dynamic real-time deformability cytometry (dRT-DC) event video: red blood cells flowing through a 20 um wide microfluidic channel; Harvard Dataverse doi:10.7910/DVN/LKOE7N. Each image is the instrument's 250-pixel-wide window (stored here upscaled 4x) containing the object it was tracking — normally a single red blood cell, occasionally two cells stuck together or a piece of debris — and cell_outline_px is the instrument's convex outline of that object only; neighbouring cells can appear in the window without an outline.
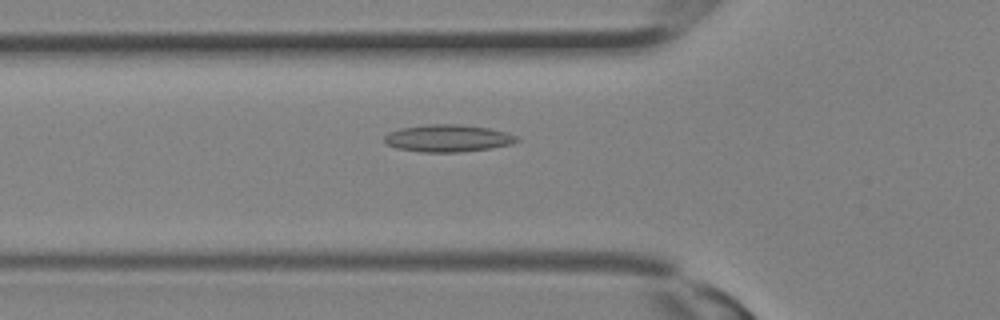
{"species": "Egyptian fruit bat (a non-hibernating species)", "species_latin": "Rousettus aegyptiacus", "temperature_condition": "room temperature", "stored_images_in_passage": 29, "camera_frame_rate_fps": 3000, "um_per_image_px": 0.085, "animal": {"sex": "female"}, "frame": {"image": 1, "passage_image": 11, "time_ms": 3.333, "image_size_px": [1000, 320], "cell_outline_px": [[520, 140], [512, 144], [492, 148], [460, 152], [420, 152], [396, 148], [384, 144], [384, 136], [388, 132], [400, 128], [428, 124], [460, 124], [488, 128], [504, 132], [516, 136]], "centroid_in_image_um": [38.03, 11.75], "position_along_channel_um": 87.8, "area_um2": 21.15}}
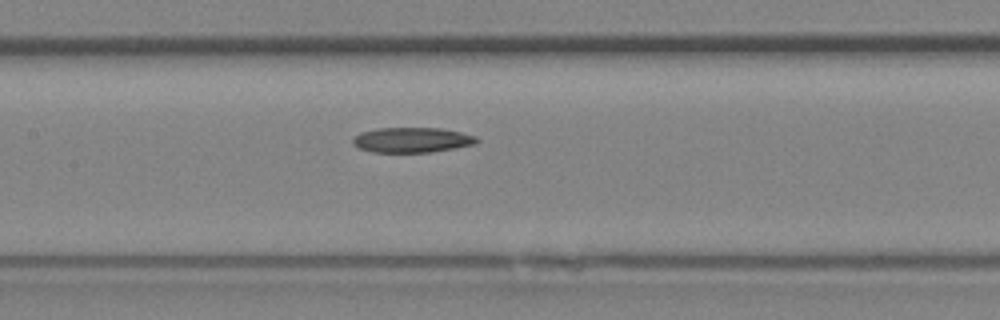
{"frame": {"image": 2, "passage_image": 15, "time_ms": 4.667, "image_size_px": [1000, 320], "cell_outline_px": [[480, 140], [476, 144], [456, 148], [432, 152], [372, 152], [360, 148], [352, 144], [352, 136], [360, 132], [376, 128], [440, 128], [460, 132], [476, 136]], "centroid_in_image_um": [35.01, 11.89], "position_along_channel_um": 172.4, "area_um2": 18.32}}
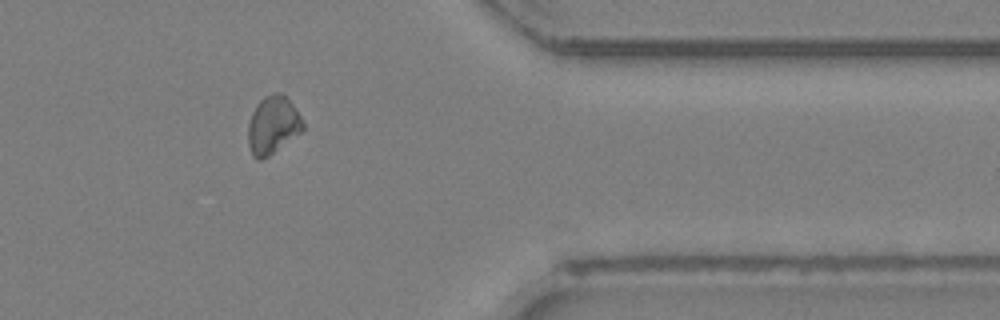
{"frame": {"image": 3, "passage_image": 26, "time_ms": 8.333, "image_size_px": [1000, 320], "cell_outline_px": [[304, 132], [268, 156], [260, 160], [256, 160], [252, 156], [248, 144], [248, 124], [252, 112], [256, 104], [264, 96], [272, 92], [284, 92], [300, 116], [304, 124]], "centroid_in_image_um": [23.2, 10.63], "position_along_channel_um": 388.2, "area_um2": 18.9}}